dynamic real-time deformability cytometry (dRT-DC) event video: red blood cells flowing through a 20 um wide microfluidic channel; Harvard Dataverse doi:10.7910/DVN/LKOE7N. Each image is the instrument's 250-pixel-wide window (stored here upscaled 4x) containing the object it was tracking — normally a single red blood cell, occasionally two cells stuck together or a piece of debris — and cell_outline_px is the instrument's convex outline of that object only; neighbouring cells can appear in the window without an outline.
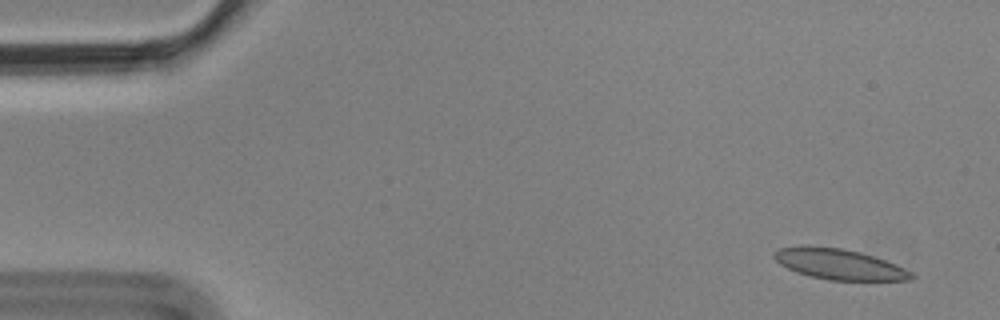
{"species": "Egyptian fruit bat (a non-hibernating species)", "species_latin": "Rousettus aegyptiacus", "temperature_condition": "cold", "stored_images_in_passage": 5, "camera_frame_rate_fps": 3000, "um_per_image_px": 0.085, "animal": {"sex": "male"}, "frame": {"image": 1, "passage_image": 1, "time_ms": 0.0, "image_size_px": [1000, 320], "cell_outline_px": [[916, 276], [912, 280], [828, 280], [796, 272], [780, 264], [772, 256], [772, 252], [780, 248], [800, 244], [840, 248], [860, 252], [896, 264], [912, 272]], "centroid_in_image_um": [71.29, 22.44], "position_along_channel_um": 13.7, "area_um2": 24.57}}